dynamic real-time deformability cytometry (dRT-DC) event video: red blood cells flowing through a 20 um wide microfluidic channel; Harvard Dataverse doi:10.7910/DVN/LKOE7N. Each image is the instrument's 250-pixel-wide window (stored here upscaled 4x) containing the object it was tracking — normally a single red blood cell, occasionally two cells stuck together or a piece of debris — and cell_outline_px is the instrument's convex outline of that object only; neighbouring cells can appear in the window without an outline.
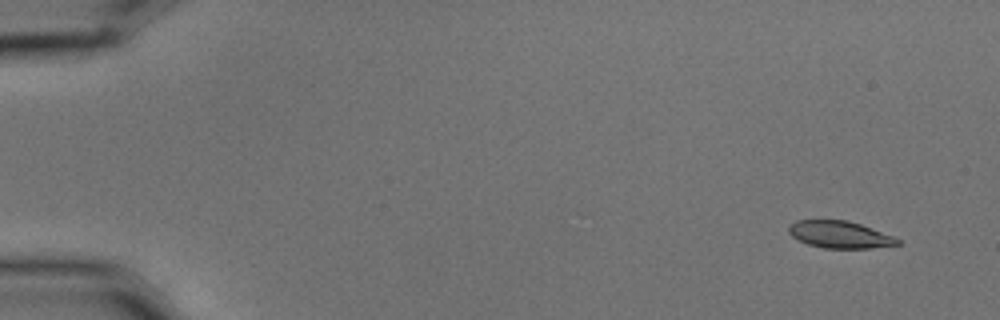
{"species": "common noctule bat (a hibernating species)", "species_latin": "Nyctalus noctula", "temperature_condition": "cold", "stored_images_in_passage": 5, "camera_frame_rate_fps": 3000, "um_per_image_px": 0.085, "animal": {"sex": "male", "body_mass_g": 15.6}, "frame": {"image": 1, "passage_image": 1, "time_ms": 0.0, "image_size_px": [1000, 320], "cell_outline_px": [[900, 244], [872, 248], [824, 248], [808, 244], [792, 236], [788, 232], [788, 228], [796, 220], [848, 220], [860, 224], [892, 236], [900, 240]], "centroid_in_image_um": [71.37, 19.94], "position_along_channel_um": 13.6, "area_um2": 16.94}}
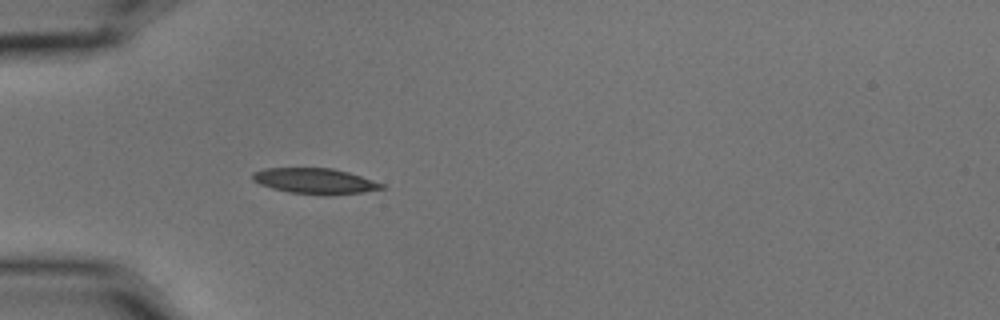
{"frame": {"image": 2, "passage_image": 5, "time_ms": 1.333, "image_size_px": [1000, 320], "cell_outline_px": [[388, 188], [364, 192], [332, 196], [324, 196], [288, 192], [272, 188], [260, 184], [252, 180], [252, 172], [264, 168], [332, 168], [348, 172], [384, 184]], "centroid_in_image_um": [26.79, 15.4], "position_along_channel_um": 58.2, "area_um2": 19.59}}